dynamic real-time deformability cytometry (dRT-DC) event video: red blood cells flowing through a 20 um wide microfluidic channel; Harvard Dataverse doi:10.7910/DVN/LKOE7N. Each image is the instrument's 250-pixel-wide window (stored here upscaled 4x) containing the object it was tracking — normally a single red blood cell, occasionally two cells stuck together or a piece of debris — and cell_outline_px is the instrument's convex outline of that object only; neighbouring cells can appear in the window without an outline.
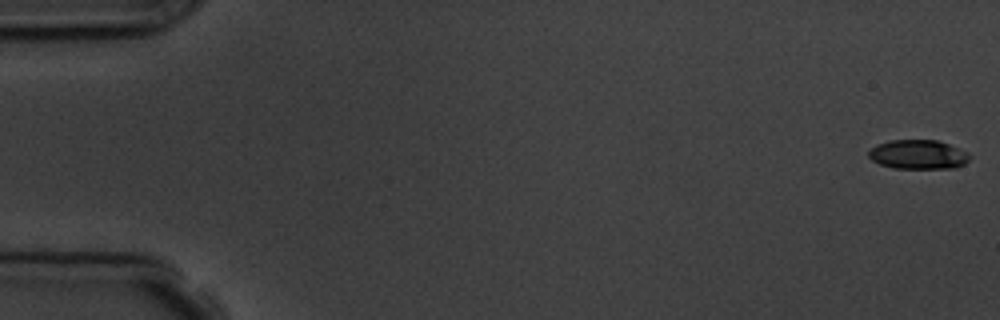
{"species": "common noctule bat (a hibernating species)", "species_latin": "Nyctalus noctula", "temperature_condition": "room temperature", "stored_images_in_passage": 3, "camera_frame_rate_fps": 3000, "um_per_image_px": 0.085, "animal": {"sex": "male", "body_mass_g": 19.5, "forearm_length_mm": 54.6}, "frame": {"image": 1, "passage_image": 1, "time_ms": 0.0, "image_size_px": [1000, 320], "cell_outline_px": [[972, 156], [964, 164], [956, 168], [892, 168], [880, 164], [872, 160], [868, 156], [868, 152], [876, 144], [888, 140], [936, 140], [948, 144], [968, 152]], "centroid_in_image_um": [78.04, 13.13], "position_along_channel_um": 7.0, "area_um2": 17.28}}